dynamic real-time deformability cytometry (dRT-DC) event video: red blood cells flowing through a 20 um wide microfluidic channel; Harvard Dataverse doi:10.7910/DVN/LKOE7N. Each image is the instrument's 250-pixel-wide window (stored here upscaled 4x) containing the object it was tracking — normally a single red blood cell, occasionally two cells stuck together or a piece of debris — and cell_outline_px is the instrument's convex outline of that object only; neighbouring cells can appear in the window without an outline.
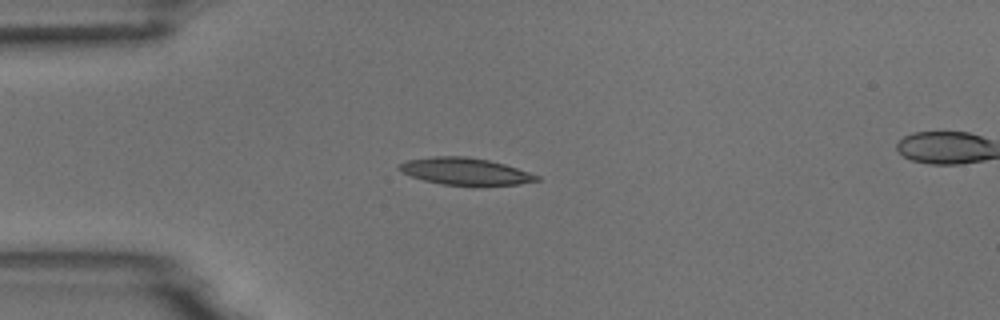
{"species": "common noctule bat (a hibernating species)", "species_latin": "Nyctalus noctula", "temperature_condition": "room temperature", "stored_images_in_passage": 2, "camera_frame_rate_fps": 3000, "um_per_image_px": 0.085, "animal": {"sex": "male", "body_mass_g": 18.8}, "frame": {"image": 1, "passage_image": 1, "time_ms": 0.0, "image_size_px": [1000, 320], "cell_outline_px": [[540, 180], [520, 184], [476, 188], [440, 184], [424, 180], [412, 176], [396, 168], [400, 164], [408, 160], [432, 156], [464, 156], [488, 160], [504, 164], [540, 176]], "centroid_in_image_um": [39.59, 14.61], "position_along_channel_um": 45.4, "area_um2": 22.2}}